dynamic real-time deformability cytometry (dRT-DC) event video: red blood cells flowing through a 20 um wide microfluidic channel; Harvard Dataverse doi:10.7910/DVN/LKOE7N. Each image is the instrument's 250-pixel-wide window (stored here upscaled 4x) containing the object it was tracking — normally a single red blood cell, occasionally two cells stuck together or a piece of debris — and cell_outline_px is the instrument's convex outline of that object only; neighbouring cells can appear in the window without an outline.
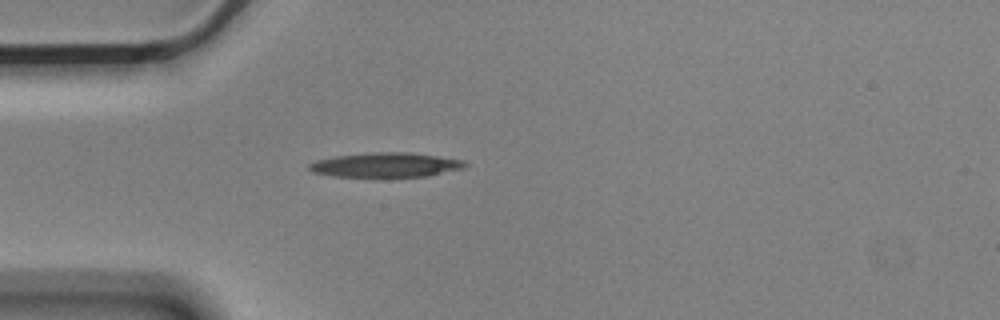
{"species": "Egyptian fruit bat (a non-hibernating species)", "species_latin": "Rousettus aegyptiacus", "temperature_condition": "cold", "stored_images_in_passage": 2, "camera_frame_rate_fps": 3000, "um_per_image_px": 0.085, "animal": {"sex": "male"}, "frame": {"image": 1, "passage_image": 2, "time_ms": 0.333, "image_size_px": [1000, 320], "cell_outline_px": [[468, 164], [464, 168], [428, 176], [332, 176], [312, 172], [308, 168], [308, 164], [316, 160], [336, 156], [376, 152], [408, 152], [464, 160]], "centroid_in_image_um": [32.79, 14.01], "position_along_channel_um": 52.2, "area_um2": 22.02}}